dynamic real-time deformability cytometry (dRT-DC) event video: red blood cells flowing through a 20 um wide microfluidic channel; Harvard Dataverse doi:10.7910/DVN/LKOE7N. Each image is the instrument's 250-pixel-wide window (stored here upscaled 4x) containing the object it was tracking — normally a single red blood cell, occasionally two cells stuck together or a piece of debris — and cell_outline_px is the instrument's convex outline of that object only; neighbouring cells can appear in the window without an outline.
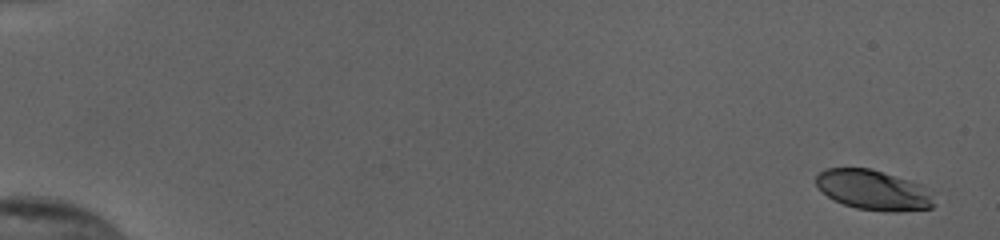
{"species": "human", "species_latin": "Homo sapiens", "temperature_condition": "cold", "stored_images_in_passage": 54, "camera_frame_rate_fps": 3000, "um_per_image_px": 0.085, "donor": {"sex": "female"}, "frame": {"image": 1, "passage_image": 1, "time_ms": 0.0, "image_size_px": [1000, 240], "cell_outline_px": [[936, 204], [932, 208], [884, 212], [856, 208], [832, 200], [816, 184], [816, 176], [824, 168], [872, 168], [920, 184]], "centroid_in_image_um": [74.19, 16.15], "position_along_channel_um": 10.8, "area_um2": 27.17}}
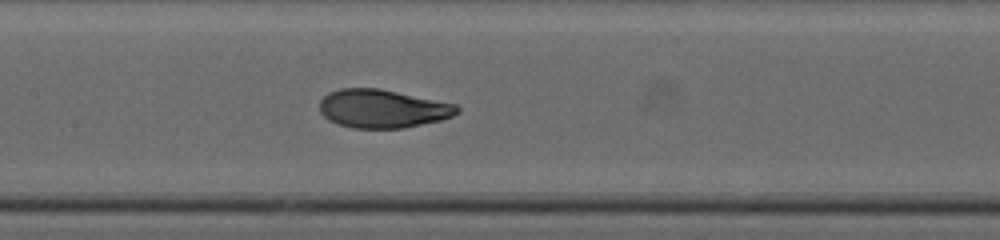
{"frame": {"image": 2, "passage_image": 28, "time_ms": 9.0, "image_size_px": [1000, 240], "cell_outline_px": [[460, 112], [452, 116], [440, 120], [404, 128], [352, 128], [336, 124], [328, 120], [320, 112], [320, 100], [328, 92], [340, 88], [380, 88], [456, 104], [460, 108]], "centroid_in_image_um": [32.5, 9.23], "position_along_channel_um": 174.9, "area_um2": 30.92}}
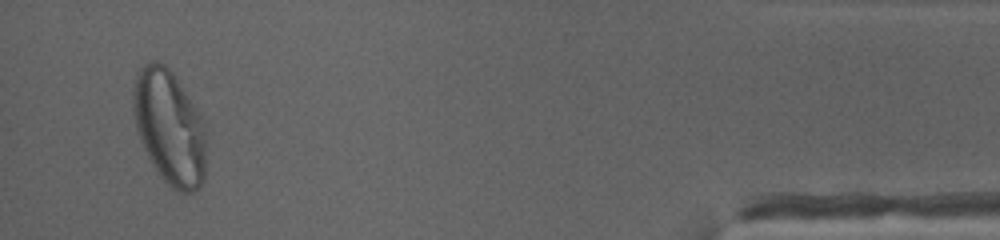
{"frame": {"image": 3, "passage_image": 52, "time_ms": 17.0, "image_size_px": [1000, 240], "cell_outline_px": [[204, 180], [196, 192], [180, 192], [172, 188], [160, 176], [152, 164], [140, 140], [136, 128], [132, 108], [132, 88], [136, 72], [144, 64], [152, 60], [156, 60], [164, 64], [172, 72], [200, 112], [204, 120]], "centroid_in_image_um": [14.37, 10.79], "position_along_channel_um": 420.8, "area_um2": 48.96}, "authors_computed_cell_mechanics": {"area_um2": 30.923, "velocity_mm_per_s": 3.8484, "shape_relaxation_time_tau1_ms": 5.2176, "shape_relaxation_time_tau2_ms": null, "deformation_change_tau1": 0.2081, "deformation_change_tau2": null}}